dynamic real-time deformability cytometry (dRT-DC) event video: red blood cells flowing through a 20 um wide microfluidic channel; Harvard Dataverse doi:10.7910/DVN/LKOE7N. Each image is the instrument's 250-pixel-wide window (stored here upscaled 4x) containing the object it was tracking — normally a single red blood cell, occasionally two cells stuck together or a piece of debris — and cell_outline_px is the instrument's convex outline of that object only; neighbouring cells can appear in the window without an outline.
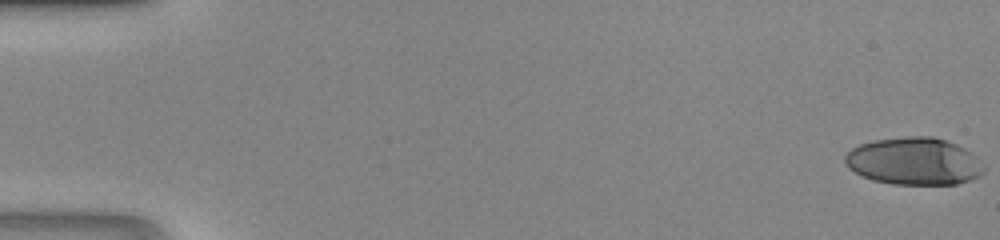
{"species": "human", "species_latin": "Homo sapiens", "temperature_condition": "room temperature", "stored_images_in_passage": 48, "camera_frame_rate_fps": 3000, "um_per_image_px": 0.085, "donor": {"sex": "male"}, "frame": {"image": 1, "passage_image": 1, "time_ms": 0.0, "image_size_px": [1000, 240], "cell_outline_px": [[984, 172], [980, 176], [956, 184], [892, 184], [872, 180], [848, 168], [844, 160], [844, 156], [852, 148], [860, 144], [876, 140], [908, 136], [932, 136], [956, 144], [972, 152], [976, 156], [984, 168]], "centroid_in_image_um": [77.7, 13.71], "position_along_channel_um": 7.3, "area_um2": 38.21}}
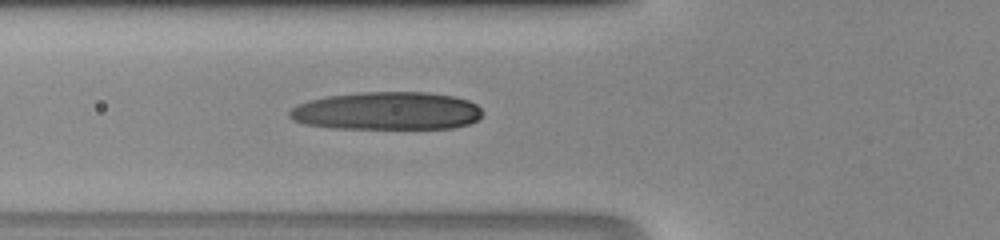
{"frame": {"image": 2, "passage_image": 19, "time_ms": 6.0, "image_size_px": [1000, 240], "cell_outline_px": [[484, 112], [476, 120], [468, 124], [452, 128], [332, 128], [304, 124], [292, 120], [288, 116], [288, 112], [296, 104], [308, 100], [324, 96], [360, 92], [428, 92], [456, 96], [468, 100], [476, 104]], "centroid_in_image_um": [32.86, 9.42], "position_along_channel_um": 92.9, "area_um2": 43.06}}
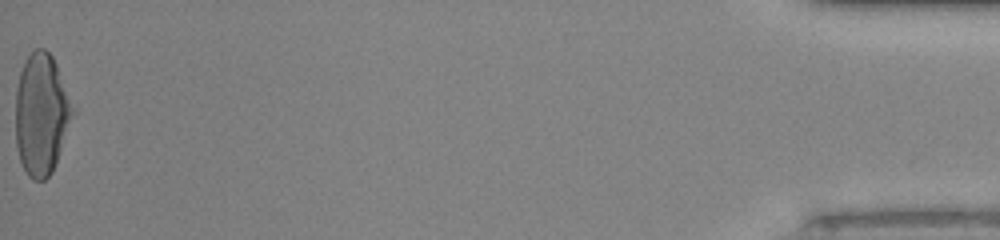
{"frame": {"image": 3, "passage_image": 48, "time_ms": 15.667, "image_size_px": [1000, 240], "cell_outline_px": [[76, 112], [56, 164], [52, 172], [44, 180], [32, 180], [28, 176], [20, 160], [16, 148], [16, 88], [20, 72], [24, 60], [32, 48], [44, 48], [52, 56], [56, 64], [76, 108]], "centroid_in_image_um": [3.54, 9.69], "position_along_channel_um": 431.7, "area_um2": 41.21}}